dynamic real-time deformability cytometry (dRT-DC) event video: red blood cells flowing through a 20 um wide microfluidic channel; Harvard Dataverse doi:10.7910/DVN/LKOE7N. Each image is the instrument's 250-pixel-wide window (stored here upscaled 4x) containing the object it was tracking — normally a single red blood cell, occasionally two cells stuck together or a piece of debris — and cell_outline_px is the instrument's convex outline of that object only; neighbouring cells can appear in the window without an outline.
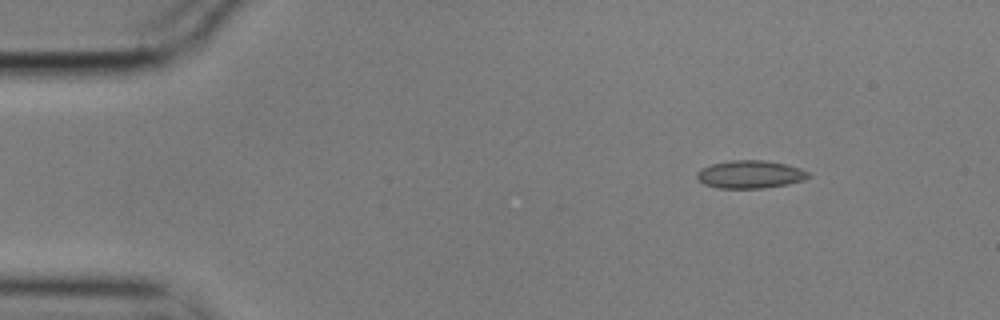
{"species": "common noctule bat (a hibernating species)", "species_latin": "Nyctalus noctula", "temperature_condition": "cold", "stored_images_in_passage": 50, "camera_frame_rate_fps": 3000, "um_per_image_px": 0.085, "animal": {"sex": "male", "body_mass_g": 17.9}, "frame": {"image": 1, "passage_image": 1, "time_ms": 0.0, "image_size_px": [1000, 320], "cell_outline_px": [[812, 176], [804, 180], [788, 184], [764, 188], [716, 188], [704, 184], [696, 176], [696, 172], [700, 168], [712, 164], [732, 160], [764, 160], [784, 164], [800, 168], [808, 172]], "centroid_in_image_um": [63.76, 14.82], "position_along_channel_um": 21.2, "area_um2": 18.15}}
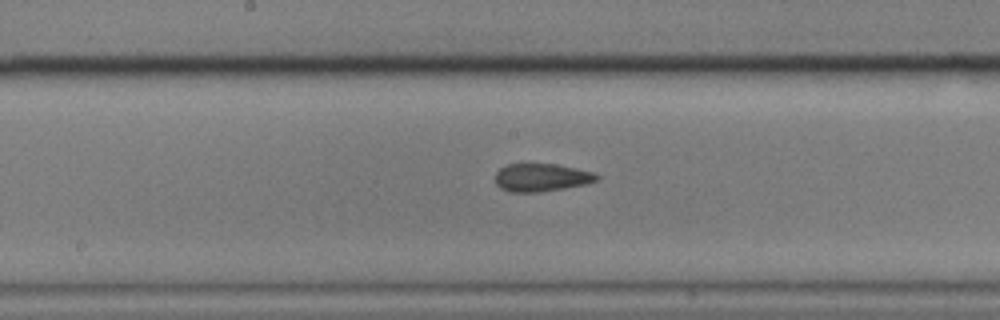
{"frame": {"image": 2, "passage_image": 23, "time_ms": 7.333, "image_size_px": [1000, 320], "cell_outline_px": [[600, 180], [588, 184], [540, 192], [508, 192], [500, 188], [496, 184], [496, 172], [500, 168], [508, 164], [524, 160], [556, 164], [596, 172], [600, 176]], "centroid_in_image_um": [46.03, 15.04], "position_along_channel_um": 202.2, "area_um2": 17.46}}
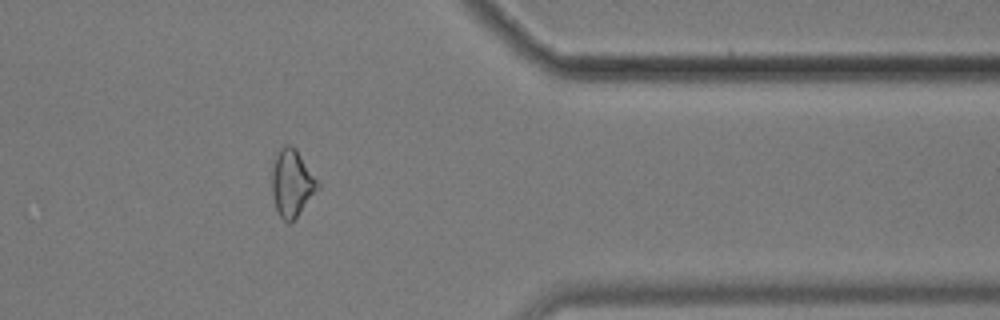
{"frame": {"image": 3, "passage_image": 40, "time_ms": 13.0, "image_size_px": [1000, 320], "cell_outline_px": [[320, 188], [292, 224], [288, 224], [280, 216], [276, 208], [272, 196], [272, 160], [280, 148], [284, 144], [292, 144], [296, 148], [320, 184]], "centroid_in_image_um": [24.81, 15.57], "position_along_channel_um": 386.6, "area_um2": 18.38}, "authors_computed_cell_mechanics": {"area_um2": 17.8313, "velocity_mm_per_s": 3.524, "shape_relaxation_time_tau1_ms": null, "shape_relaxation_time_tau2_ms": 3.0772, "deformation_change_tau1": null, "deformation_change_tau2": 0.0829}}